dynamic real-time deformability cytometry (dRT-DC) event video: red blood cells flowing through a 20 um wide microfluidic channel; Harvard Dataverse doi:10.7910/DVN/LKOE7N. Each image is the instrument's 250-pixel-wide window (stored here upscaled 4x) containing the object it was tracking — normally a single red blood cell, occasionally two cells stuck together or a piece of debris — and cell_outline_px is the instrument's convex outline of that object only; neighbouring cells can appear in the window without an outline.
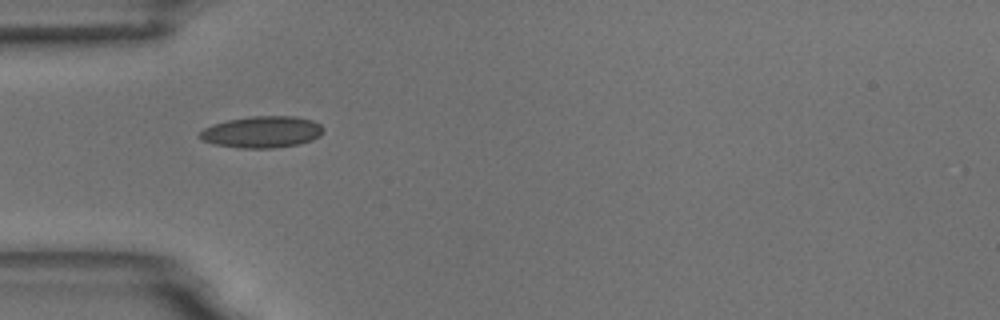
{"species": "common noctule bat (a hibernating species)", "species_latin": "Nyctalus noctula", "temperature_condition": "room temperature", "stored_images_in_passage": 3, "camera_frame_rate_fps": 3000, "um_per_image_px": 0.085, "animal": {"sex": "male", "body_mass_g": 18.8}, "frame": {"image": 1, "passage_image": 1, "time_ms": 0.0, "image_size_px": [1000, 320], "cell_outline_px": [[324, 132], [320, 136], [312, 140], [300, 144], [272, 148], [240, 148], [216, 144], [204, 140], [200, 136], [200, 132], [204, 128], [212, 124], [228, 120], [252, 116], [296, 116], [312, 120], [320, 124], [324, 128]], "centroid_in_image_um": [22.33, 11.21], "position_along_channel_um": 62.7, "area_um2": 22.72}}